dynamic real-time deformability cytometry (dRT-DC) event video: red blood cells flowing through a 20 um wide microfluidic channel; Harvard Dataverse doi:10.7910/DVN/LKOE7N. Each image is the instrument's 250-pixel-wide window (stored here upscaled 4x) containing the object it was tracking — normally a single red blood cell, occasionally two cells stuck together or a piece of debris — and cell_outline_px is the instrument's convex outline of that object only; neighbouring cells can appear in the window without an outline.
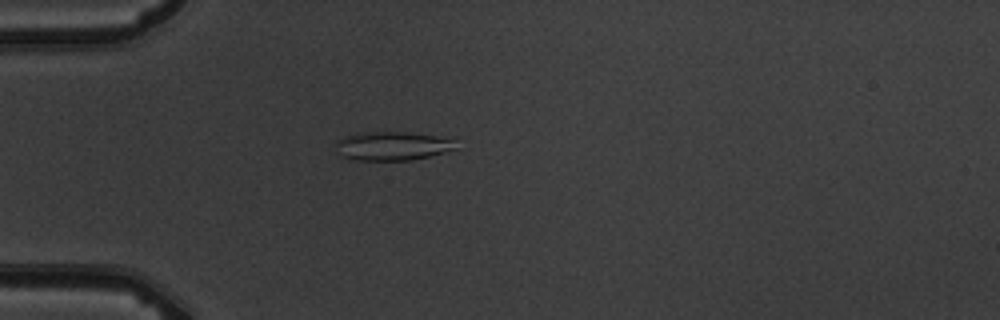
{"species": "common noctule bat (a hibernating species)", "species_latin": "Nyctalus noctula", "temperature_condition": "warm", "stored_images_in_passage": 3, "camera_frame_rate_fps": 3000, "um_per_image_px": 0.085, "animal": {"sex": "male", "body_mass_g": 19.5, "forearm_length_mm": 54.6}, "frame": {"image": 1, "passage_image": 3, "time_ms": 2.333, "image_size_px": [1000, 320], "cell_outline_px": [[456, 148], [444, 152], [428, 156], [408, 160], [356, 160], [340, 156], [336, 144], [336, 140], [344, 136], [364, 132], [404, 132], [432, 136], [456, 140]], "centroid_in_image_um": [33.3, 12.41], "position_along_channel_um": 51.7, "area_um2": 19.83}}